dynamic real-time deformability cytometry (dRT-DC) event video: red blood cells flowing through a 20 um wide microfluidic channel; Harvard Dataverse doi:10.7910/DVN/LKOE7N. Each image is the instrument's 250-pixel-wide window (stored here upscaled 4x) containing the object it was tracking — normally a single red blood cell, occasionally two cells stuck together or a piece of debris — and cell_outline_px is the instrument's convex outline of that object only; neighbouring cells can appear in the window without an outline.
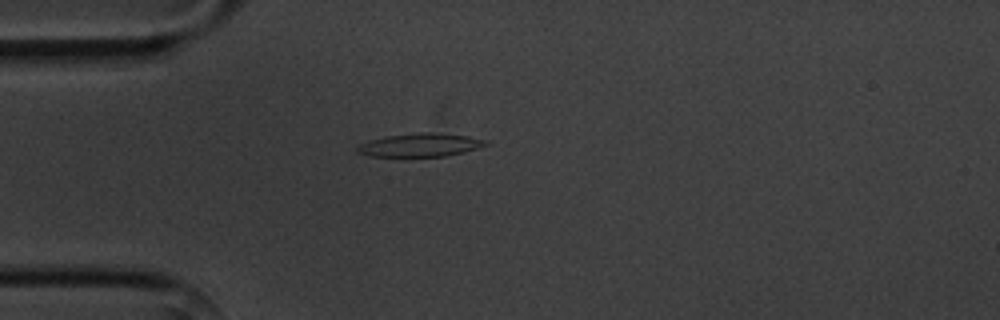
{"species": "common noctule bat (a hibernating species)", "species_latin": "Nyctalus noctula", "temperature_condition": "cold", "stored_images_in_passage": 2, "camera_frame_rate_fps": 3000, "um_per_image_px": 0.085, "animal": {"sex": "male", "body_mass_g": 20.1, "forearm_length_mm": 53.5}, "frame": {"image": 1, "passage_image": 1, "time_ms": 0.0, "image_size_px": [1000, 320], "cell_outline_px": [[488, 144], [464, 152], [444, 156], [368, 156], [356, 152], [356, 148], [360, 144], [368, 140], [388, 136], [420, 132], [432, 132], [468, 136], [488, 140]], "centroid_in_image_um": [35.7, 12.32], "position_along_channel_um": 49.3, "area_um2": 17.34}}